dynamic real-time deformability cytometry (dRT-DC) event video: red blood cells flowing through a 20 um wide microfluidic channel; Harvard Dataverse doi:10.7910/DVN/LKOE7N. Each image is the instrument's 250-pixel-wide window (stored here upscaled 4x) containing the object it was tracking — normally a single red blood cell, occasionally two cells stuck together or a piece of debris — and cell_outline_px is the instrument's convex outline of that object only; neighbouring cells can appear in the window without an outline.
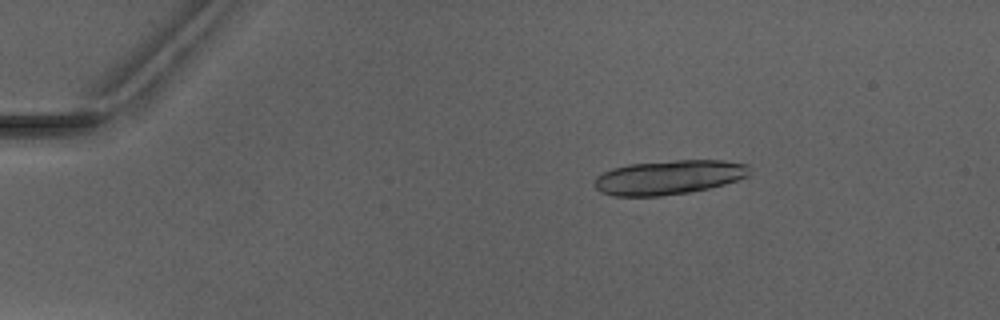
{"species": "Egyptian fruit bat (a non-hibernating species)", "species_latin": "Rousettus aegyptiacus", "temperature_condition": "warm", "stored_images_in_passage": 2, "camera_frame_rate_fps": 3000, "um_per_image_px": 0.085, "animal": {"sex": "male"}, "frame": {"image": 1, "passage_image": 1, "time_ms": 0.0, "image_size_px": [1000, 320], "cell_outline_px": [[752, 168], [748, 176], [724, 184], [708, 188], [688, 192], [660, 196], [612, 196], [600, 192], [596, 188], [596, 176], [612, 168], [628, 164], [676, 160], [724, 160], [748, 164]], "centroid_in_image_um": [56.87, 15.06], "position_along_channel_um": 28.1, "area_um2": 31.04}}